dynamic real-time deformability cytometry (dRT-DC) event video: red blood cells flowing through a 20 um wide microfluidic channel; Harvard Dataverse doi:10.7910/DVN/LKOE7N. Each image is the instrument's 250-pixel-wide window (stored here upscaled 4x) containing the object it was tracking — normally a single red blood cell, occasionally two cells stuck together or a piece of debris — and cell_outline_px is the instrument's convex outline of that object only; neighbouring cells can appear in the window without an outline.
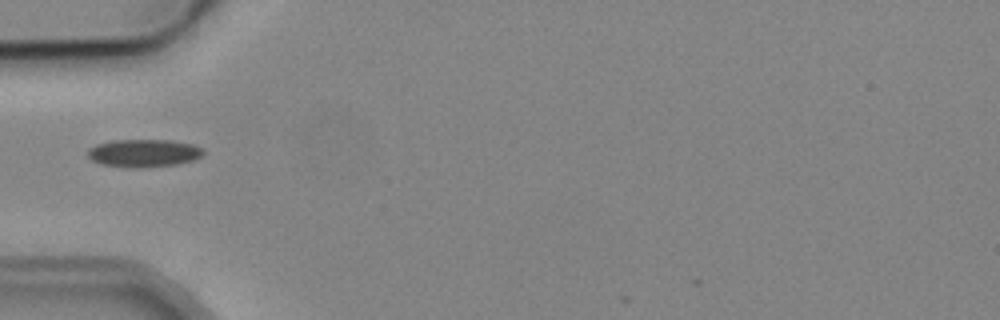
{"species": "common noctule bat (a hibernating species)", "species_latin": "Nyctalus noctula", "temperature_condition": "cold", "stored_images_in_passage": 3, "camera_frame_rate_fps": 3000, "um_per_image_px": 0.085, "animal": {"sex": "male", "body_mass_g": 19.2, "forearm_length_mm": 51.8}, "frame": {"image": 1, "passage_image": 2, "time_ms": 1.0, "image_size_px": [1000, 320], "cell_outline_px": [[204, 152], [200, 156], [192, 160], [176, 164], [104, 164], [92, 160], [88, 156], [88, 148], [96, 144], [112, 140], [172, 140], [192, 144], [204, 148]], "centroid_in_image_um": [12.24, 12.93], "position_along_channel_um": 72.8, "area_um2": 17.51}}